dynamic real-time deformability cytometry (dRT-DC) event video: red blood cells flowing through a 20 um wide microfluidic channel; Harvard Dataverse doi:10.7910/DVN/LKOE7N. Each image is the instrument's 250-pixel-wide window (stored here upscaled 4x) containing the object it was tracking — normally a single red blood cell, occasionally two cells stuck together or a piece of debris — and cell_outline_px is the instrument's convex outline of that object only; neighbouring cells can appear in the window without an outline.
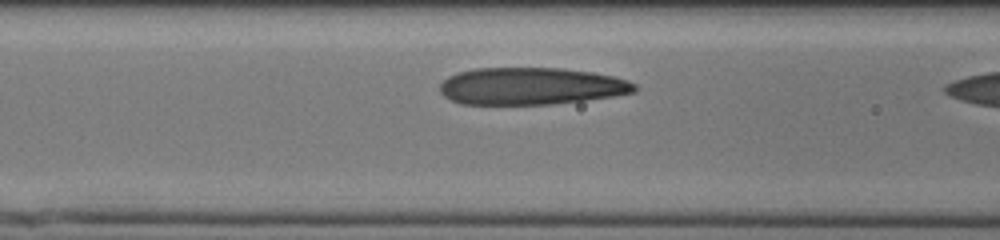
{"species": "human", "species_latin": "Homo sapiens", "temperature_condition": "cold", "stored_images_in_passage": 8, "camera_frame_rate_fps": 3000, "um_per_image_px": 0.085, "donor": {"sex": "male"}, "frame": {"image": 1, "passage_image": 6, "time_ms": 1.667, "image_size_px": [1000, 240], "cell_outline_px": [[636, 92], [612, 96], [584, 100], [552, 104], [460, 104], [448, 100], [440, 92], [440, 84], [448, 76], [460, 72], [476, 68], [564, 68], [592, 72], [612, 76], [628, 80], [636, 84]], "centroid_in_image_um": [45.12, 7.32], "position_along_channel_um": 121.5, "area_um2": 42.25}}